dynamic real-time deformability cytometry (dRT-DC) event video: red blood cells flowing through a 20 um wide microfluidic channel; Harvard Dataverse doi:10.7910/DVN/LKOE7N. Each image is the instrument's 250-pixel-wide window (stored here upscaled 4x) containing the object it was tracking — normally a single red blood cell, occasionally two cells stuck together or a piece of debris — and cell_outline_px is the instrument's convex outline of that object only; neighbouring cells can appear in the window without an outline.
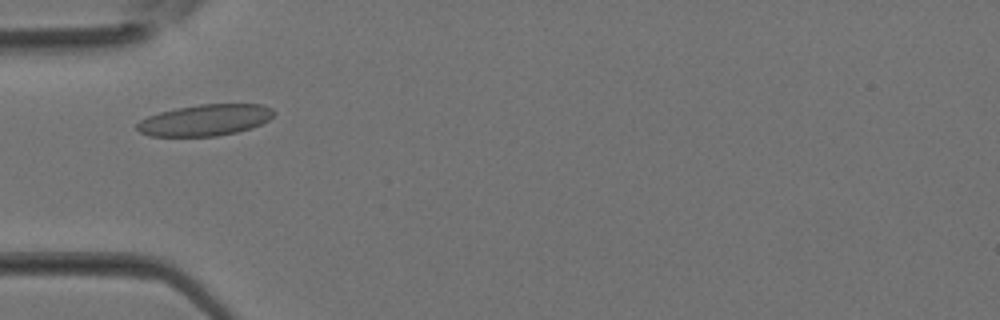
{"species": "Egyptian fruit bat (a non-hibernating species)", "species_latin": "Rousettus aegyptiacus", "temperature_condition": "room temperature", "stored_images_in_passage": 33, "camera_frame_rate_fps": 3000, "um_per_image_px": 0.085, "animal": {"sex": "female"}, "frame": {"image": 1, "passage_image": 8, "time_ms": 2.333, "image_size_px": [1000, 320], "cell_outline_px": [[276, 112], [268, 120], [252, 128], [236, 132], [216, 136], [148, 136], [140, 132], [136, 128], [136, 124], [140, 120], [148, 116], [160, 112], [176, 108], [200, 104], [260, 104], [272, 108]], "centroid_in_image_um": [17.43, 10.21], "position_along_channel_um": 67.6, "area_um2": 24.97}}
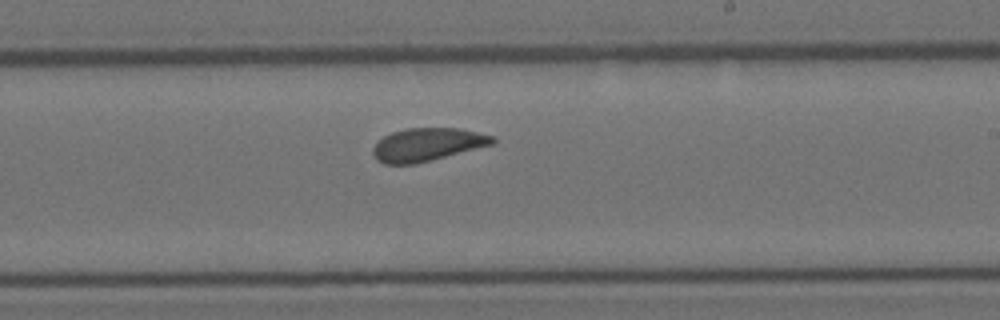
{"frame": {"image": 2, "passage_image": 18, "time_ms": 5.667, "image_size_px": [1000, 320], "cell_outline_px": [[496, 140], [492, 144], [432, 160], [416, 164], [384, 164], [376, 160], [372, 152], [372, 148], [384, 136], [392, 132], [404, 128], [460, 128], [496, 136]], "centroid_in_image_um": [36.31, 12.28], "position_along_channel_um": 252.7, "area_um2": 23.06}}
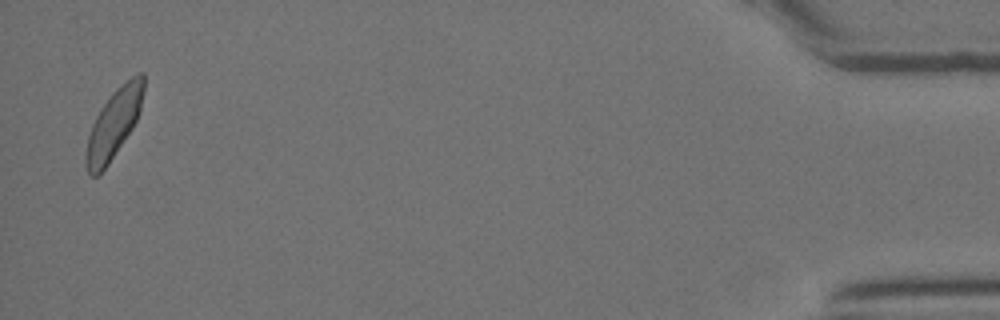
{"frame": {"image": 3, "passage_image": 32, "time_ms": 10.333, "image_size_px": [1000, 320], "cell_outline_px": [[144, 92], [140, 112], [132, 128], [108, 164], [96, 176], [92, 176], [88, 172], [84, 160], [88, 136], [92, 124], [96, 116], [112, 92], [120, 84], [132, 76], [140, 72], [144, 72]], "centroid_in_image_um": [9.68, 10.48], "position_along_channel_um": 425.5, "area_um2": 22.95}}